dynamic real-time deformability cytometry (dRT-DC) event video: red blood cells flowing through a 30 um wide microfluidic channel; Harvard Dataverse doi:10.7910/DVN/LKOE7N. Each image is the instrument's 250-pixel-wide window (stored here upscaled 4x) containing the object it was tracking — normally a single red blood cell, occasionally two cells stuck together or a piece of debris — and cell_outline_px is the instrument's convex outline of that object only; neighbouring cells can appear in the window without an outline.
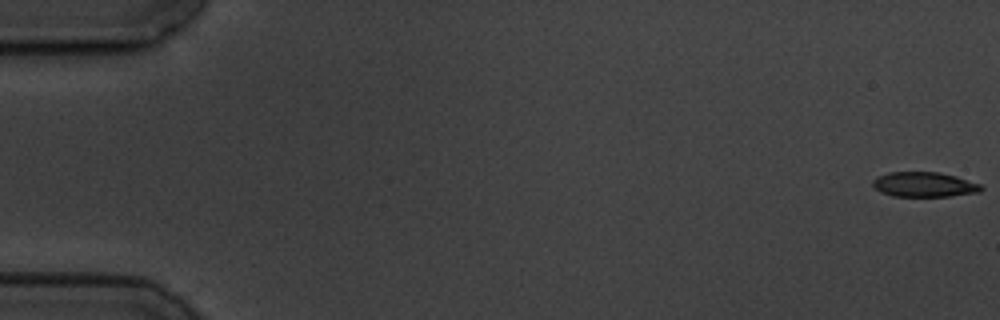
{"species": "common noctule bat (a hibernating species)", "species_latin": "Nyctalus noctula", "temperature_condition": "cold", "stored_images_in_passage": 5, "camera_frame_rate_fps": 3000, "um_per_image_px": 0.085, "animal": {"sex": "male", "body_mass_g": 19.5, "forearm_length_mm": 54.6}, "frame": {"image": 1, "passage_image": 1, "time_ms": 0.0, "image_size_px": [1000, 320], "cell_outline_px": [[984, 188], [980, 192], [948, 196], [892, 196], [880, 192], [872, 184], [872, 180], [876, 176], [888, 172], [940, 172], [956, 176], [980, 184]], "centroid_in_image_um": [78.53, 15.68], "position_along_channel_um": 6.5, "area_um2": 15.78}}
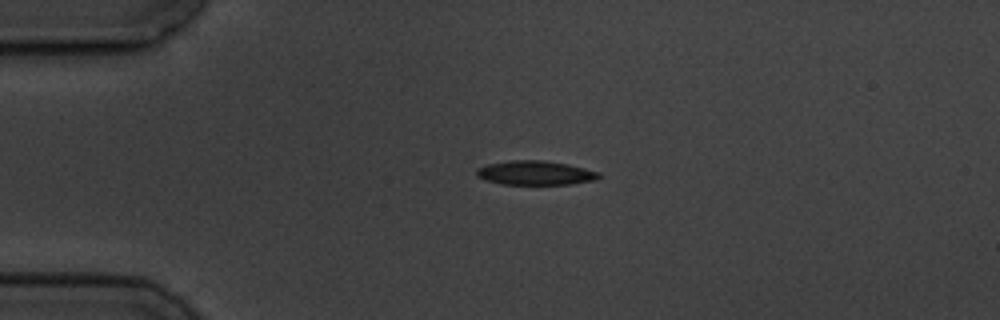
{"frame": {"image": 2, "passage_image": 4, "time_ms": 4.333, "image_size_px": [1000, 320], "cell_outline_px": [[600, 176], [596, 180], [572, 184], [500, 184], [484, 180], [476, 176], [476, 168], [488, 164], [508, 160], [544, 160], [568, 164], [600, 172]], "centroid_in_image_um": [45.48, 14.69], "position_along_channel_um": 39.5, "area_um2": 17.4}}